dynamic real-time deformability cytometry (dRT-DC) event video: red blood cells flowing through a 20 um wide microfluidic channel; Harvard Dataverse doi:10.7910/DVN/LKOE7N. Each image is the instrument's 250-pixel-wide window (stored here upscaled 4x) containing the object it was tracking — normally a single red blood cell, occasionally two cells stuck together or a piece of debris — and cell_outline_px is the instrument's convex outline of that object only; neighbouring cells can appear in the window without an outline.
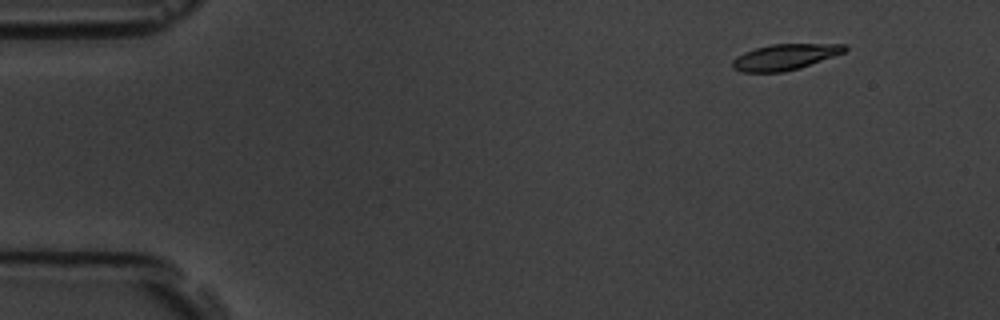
{"species": "common noctule bat (a hibernating species)", "species_latin": "Nyctalus noctula", "temperature_condition": "room temperature", "stored_images_in_passage": 5, "camera_frame_rate_fps": 3000, "um_per_image_px": 0.085, "animal": {"sex": "male", "body_mass_g": 19.5, "forearm_length_mm": 54.6}, "frame": {"image": 1, "passage_image": 1, "time_ms": 0.0, "image_size_px": [1000, 320], "cell_outline_px": [[848, 48], [844, 52], [800, 68], [784, 72], [740, 72], [732, 68], [732, 60], [736, 56], [744, 52], [756, 48], [772, 44], [844, 44]], "centroid_in_image_um": [66.67, 4.85], "position_along_channel_um": 18.3, "area_um2": 16.88}}
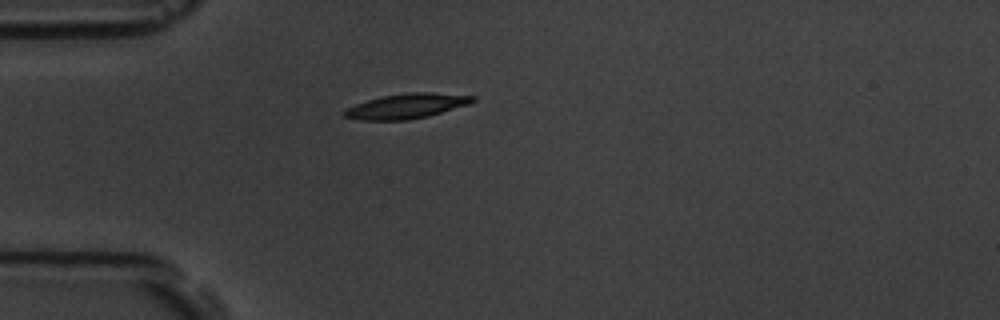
{"frame": {"image": 2, "passage_image": 4, "time_ms": 3.333, "image_size_px": [1000, 320], "cell_outline_px": [[476, 100], [468, 104], [428, 116], [408, 120], [360, 120], [344, 116], [344, 112], [348, 108], [356, 104], [368, 100], [384, 96], [408, 92], [432, 92], [476, 96]], "centroid_in_image_um": [34.6, 9.01], "position_along_channel_um": 50.4, "area_um2": 18.38}}